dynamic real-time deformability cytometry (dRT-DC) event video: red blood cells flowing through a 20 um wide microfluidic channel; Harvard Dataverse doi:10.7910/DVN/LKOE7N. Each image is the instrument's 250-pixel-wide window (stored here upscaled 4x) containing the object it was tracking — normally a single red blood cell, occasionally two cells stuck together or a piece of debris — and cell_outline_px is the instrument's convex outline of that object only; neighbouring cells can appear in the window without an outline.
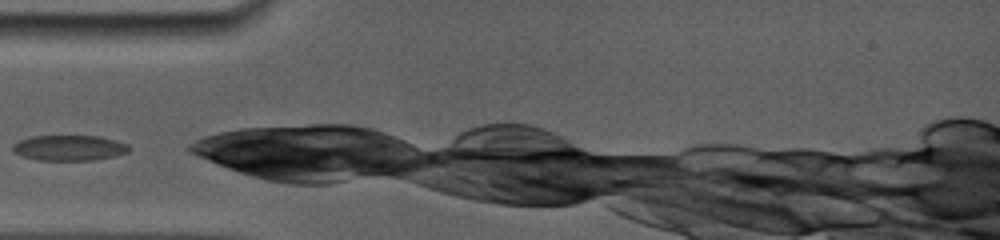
{"species": "common noctule bat (a hibernating species)", "species_latin": "Nyctalus noctula", "temperature_condition": "room temperature", "stored_images_in_passage": 27, "camera_frame_rate_fps": 5000, "um_per_image_px": 0.085, "animal": {"sex": "female", "body_mass_g": 19.0, "forearm_length_mm": 56.7}, "frame": {"image": 1, "passage_image": 1, "time_ms": 0.0, "image_size_px": [1000, 240], "cell_outline_px": [[132, 148], [128, 152], [116, 156], [92, 160], [36, 160], [12, 152], [12, 144], [28, 136], [100, 136], [116, 140], [128, 144]], "centroid_in_image_um": [5.89, 12.56], "position_along_channel_um": 79.1, "area_um2": 17.46}}